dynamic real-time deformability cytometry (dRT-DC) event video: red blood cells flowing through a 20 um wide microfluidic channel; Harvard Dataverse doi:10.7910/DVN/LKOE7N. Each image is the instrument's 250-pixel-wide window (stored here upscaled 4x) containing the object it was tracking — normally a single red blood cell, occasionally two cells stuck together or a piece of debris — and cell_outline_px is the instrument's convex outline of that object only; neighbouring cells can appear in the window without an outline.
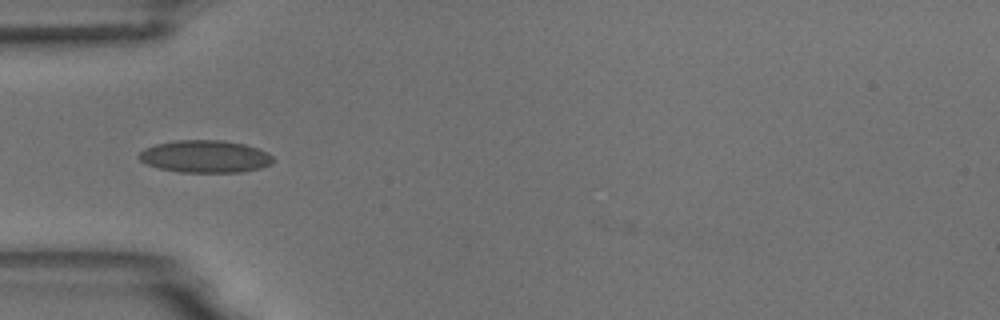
{"species": "common noctule bat (a hibernating species)", "species_latin": "Nyctalus noctula", "temperature_condition": "room temperature", "stored_images_in_passage": 5, "camera_frame_rate_fps": 3000, "um_per_image_px": 0.085, "animal": {"sex": "male", "body_mass_g": 18.8}, "frame": {"image": 1, "passage_image": 3, "time_ms": 2.0, "image_size_px": [1000, 320], "cell_outline_px": [[276, 160], [272, 164], [260, 168], [244, 172], [180, 172], [160, 168], [148, 164], [140, 160], [136, 156], [144, 148], [156, 144], [176, 140], [224, 140], [244, 144], [268, 152]], "centroid_in_image_um": [17.46, 13.3], "position_along_channel_um": 67.5, "area_um2": 25.43}}